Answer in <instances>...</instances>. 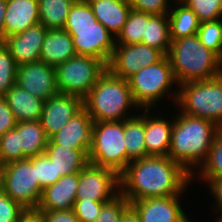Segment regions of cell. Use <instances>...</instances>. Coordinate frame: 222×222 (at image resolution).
<instances>
[{
  "label": "cell",
  "mask_w": 222,
  "mask_h": 222,
  "mask_svg": "<svg viewBox=\"0 0 222 222\" xmlns=\"http://www.w3.org/2000/svg\"><path fill=\"white\" fill-rule=\"evenodd\" d=\"M100 22L115 37L122 31L132 10L127 0H86Z\"/></svg>",
  "instance_id": "cell-21"
},
{
  "label": "cell",
  "mask_w": 222,
  "mask_h": 222,
  "mask_svg": "<svg viewBox=\"0 0 222 222\" xmlns=\"http://www.w3.org/2000/svg\"><path fill=\"white\" fill-rule=\"evenodd\" d=\"M17 122L39 121L44 101L14 85L3 96Z\"/></svg>",
  "instance_id": "cell-23"
},
{
  "label": "cell",
  "mask_w": 222,
  "mask_h": 222,
  "mask_svg": "<svg viewBox=\"0 0 222 222\" xmlns=\"http://www.w3.org/2000/svg\"><path fill=\"white\" fill-rule=\"evenodd\" d=\"M145 109V147L148 156H167L169 152L174 115L167 119L156 109ZM151 112V113H150ZM161 113V114H160ZM154 114V115H152ZM163 114V115H162Z\"/></svg>",
  "instance_id": "cell-17"
},
{
  "label": "cell",
  "mask_w": 222,
  "mask_h": 222,
  "mask_svg": "<svg viewBox=\"0 0 222 222\" xmlns=\"http://www.w3.org/2000/svg\"><path fill=\"white\" fill-rule=\"evenodd\" d=\"M5 10H6V0H0V43L4 42Z\"/></svg>",
  "instance_id": "cell-46"
},
{
  "label": "cell",
  "mask_w": 222,
  "mask_h": 222,
  "mask_svg": "<svg viewBox=\"0 0 222 222\" xmlns=\"http://www.w3.org/2000/svg\"><path fill=\"white\" fill-rule=\"evenodd\" d=\"M184 195L144 198L130 203L141 222H188L190 218L182 207Z\"/></svg>",
  "instance_id": "cell-13"
},
{
  "label": "cell",
  "mask_w": 222,
  "mask_h": 222,
  "mask_svg": "<svg viewBox=\"0 0 222 222\" xmlns=\"http://www.w3.org/2000/svg\"><path fill=\"white\" fill-rule=\"evenodd\" d=\"M196 35L203 45L222 60V19L202 22Z\"/></svg>",
  "instance_id": "cell-32"
},
{
  "label": "cell",
  "mask_w": 222,
  "mask_h": 222,
  "mask_svg": "<svg viewBox=\"0 0 222 222\" xmlns=\"http://www.w3.org/2000/svg\"><path fill=\"white\" fill-rule=\"evenodd\" d=\"M64 30L72 37L77 55L96 57L108 65L115 48L116 37L100 22H97L95 27Z\"/></svg>",
  "instance_id": "cell-12"
},
{
  "label": "cell",
  "mask_w": 222,
  "mask_h": 222,
  "mask_svg": "<svg viewBox=\"0 0 222 222\" xmlns=\"http://www.w3.org/2000/svg\"><path fill=\"white\" fill-rule=\"evenodd\" d=\"M141 43L155 48L167 56L171 45L168 14L149 17Z\"/></svg>",
  "instance_id": "cell-28"
},
{
  "label": "cell",
  "mask_w": 222,
  "mask_h": 222,
  "mask_svg": "<svg viewBox=\"0 0 222 222\" xmlns=\"http://www.w3.org/2000/svg\"><path fill=\"white\" fill-rule=\"evenodd\" d=\"M29 211L0 191V222H19Z\"/></svg>",
  "instance_id": "cell-39"
},
{
  "label": "cell",
  "mask_w": 222,
  "mask_h": 222,
  "mask_svg": "<svg viewBox=\"0 0 222 222\" xmlns=\"http://www.w3.org/2000/svg\"><path fill=\"white\" fill-rule=\"evenodd\" d=\"M32 165L36 168L37 178L42 190L61 178V175L57 174L54 163L45 153L32 157Z\"/></svg>",
  "instance_id": "cell-37"
},
{
  "label": "cell",
  "mask_w": 222,
  "mask_h": 222,
  "mask_svg": "<svg viewBox=\"0 0 222 222\" xmlns=\"http://www.w3.org/2000/svg\"><path fill=\"white\" fill-rule=\"evenodd\" d=\"M19 149L27 158L43 154L48 138L42 128L41 121L17 122Z\"/></svg>",
  "instance_id": "cell-26"
},
{
  "label": "cell",
  "mask_w": 222,
  "mask_h": 222,
  "mask_svg": "<svg viewBox=\"0 0 222 222\" xmlns=\"http://www.w3.org/2000/svg\"><path fill=\"white\" fill-rule=\"evenodd\" d=\"M124 143V120L93 122L89 163L120 175L131 162Z\"/></svg>",
  "instance_id": "cell-7"
},
{
  "label": "cell",
  "mask_w": 222,
  "mask_h": 222,
  "mask_svg": "<svg viewBox=\"0 0 222 222\" xmlns=\"http://www.w3.org/2000/svg\"><path fill=\"white\" fill-rule=\"evenodd\" d=\"M168 20L171 42L197 34L201 24L197 15L180 0L172 2L168 13Z\"/></svg>",
  "instance_id": "cell-25"
},
{
  "label": "cell",
  "mask_w": 222,
  "mask_h": 222,
  "mask_svg": "<svg viewBox=\"0 0 222 222\" xmlns=\"http://www.w3.org/2000/svg\"><path fill=\"white\" fill-rule=\"evenodd\" d=\"M27 211L35 212L43 190L40 188L32 157L4 164L2 189Z\"/></svg>",
  "instance_id": "cell-9"
},
{
  "label": "cell",
  "mask_w": 222,
  "mask_h": 222,
  "mask_svg": "<svg viewBox=\"0 0 222 222\" xmlns=\"http://www.w3.org/2000/svg\"><path fill=\"white\" fill-rule=\"evenodd\" d=\"M217 131L212 121L177 113L167 156L193 175L206 161Z\"/></svg>",
  "instance_id": "cell-2"
},
{
  "label": "cell",
  "mask_w": 222,
  "mask_h": 222,
  "mask_svg": "<svg viewBox=\"0 0 222 222\" xmlns=\"http://www.w3.org/2000/svg\"><path fill=\"white\" fill-rule=\"evenodd\" d=\"M175 107L181 113L207 119L219 126L222 122V74L180 84Z\"/></svg>",
  "instance_id": "cell-6"
},
{
  "label": "cell",
  "mask_w": 222,
  "mask_h": 222,
  "mask_svg": "<svg viewBox=\"0 0 222 222\" xmlns=\"http://www.w3.org/2000/svg\"><path fill=\"white\" fill-rule=\"evenodd\" d=\"M106 70L107 65L96 57L73 56L55 66L58 93L73 95L84 100Z\"/></svg>",
  "instance_id": "cell-8"
},
{
  "label": "cell",
  "mask_w": 222,
  "mask_h": 222,
  "mask_svg": "<svg viewBox=\"0 0 222 222\" xmlns=\"http://www.w3.org/2000/svg\"><path fill=\"white\" fill-rule=\"evenodd\" d=\"M133 10L151 15H166L174 0H127Z\"/></svg>",
  "instance_id": "cell-41"
},
{
  "label": "cell",
  "mask_w": 222,
  "mask_h": 222,
  "mask_svg": "<svg viewBox=\"0 0 222 222\" xmlns=\"http://www.w3.org/2000/svg\"><path fill=\"white\" fill-rule=\"evenodd\" d=\"M17 121L3 97H0V137L16 127Z\"/></svg>",
  "instance_id": "cell-43"
},
{
  "label": "cell",
  "mask_w": 222,
  "mask_h": 222,
  "mask_svg": "<svg viewBox=\"0 0 222 222\" xmlns=\"http://www.w3.org/2000/svg\"><path fill=\"white\" fill-rule=\"evenodd\" d=\"M130 207V202L119 193L111 201L106 202L95 222H120L124 212Z\"/></svg>",
  "instance_id": "cell-38"
},
{
  "label": "cell",
  "mask_w": 222,
  "mask_h": 222,
  "mask_svg": "<svg viewBox=\"0 0 222 222\" xmlns=\"http://www.w3.org/2000/svg\"><path fill=\"white\" fill-rule=\"evenodd\" d=\"M19 222H43L35 212H28Z\"/></svg>",
  "instance_id": "cell-47"
},
{
  "label": "cell",
  "mask_w": 222,
  "mask_h": 222,
  "mask_svg": "<svg viewBox=\"0 0 222 222\" xmlns=\"http://www.w3.org/2000/svg\"><path fill=\"white\" fill-rule=\"evenodd\" d=\"M76 0H38L40 24L48 30L64 29L71 6Z\"/></svg>",
  "instance_id": "cell-29"
},
{
  "label": "cell",
  "mask_w": 222,
  "mask_h": 222,
  "mask_svg": "<svg viewBox=\"0 0 222 222\" xmlns=\"http://www.w3.org/2000/svg\"><path fill=\"white\" fill-rule=\"evenodd\" d=\"M151 14L131 10L122 31L116 37L115 45H130L142 42L146 24Z\"/></svg>",
  "instance_id": "cell-31"
},
{
  "label": "cell",
  "mask_w": 222,
  "mask_h": 222,
  "mask_svg": "<svg viewBox=\"0 0 222 222\" xmlns=\"http://www.w3.org/2000/svg\"><path fill=\"white\" fill-rule=\"evenodd\" d=\"M167 57L178 85L222 74V60L203 45L196 34L173 40Z\"/></svg>",
  "instance_id": "cell-4"
},
{
  "label": "cell",
  "mask_w": 222,
  "mask_h": 222,
  "mask_svg": "<svg viewBox=\"0 0 222 222\" xmlns=\"http://www.w3.org/2000/svg\"><path fill=\"white\" fill-rule=\"evenodd\" d=\"M76 55L73 39L67 31L64 29L46 31L39 61L55 67Z\"/></svg>",
  "instance_id": "cell-22"
},
{
  "label": "cell",
  "mask_w": 222,
  "mask_h": 222,
  "mask_svg": "<svg viewBox=\"0 0 222 222\" xmlns=\"http://www.w3.org/2000/svg\"><path fill=\"white\" fill-rule=\"evenodd\" d=\"M142 111L124 120V145L126 146L127 156L131 161L148 156L144 141L145 109H142Z\"/></svg>",
  "instance_id": "cell-27"
},
{
  "label": "cell",
  "mask_w": 222,
  "mask_h": 222,
  "mask_svg": "<svg viewBox=\"0 0 222 222\" xmlns=\"http://www.w3.org/2000/svg\"><path fill=\"white\" fill-rule=\"evenodd\" d=\"M208 188L210 189L211 196L214 200L210 206H212L216 211V216L215 222H222V178H215L212 179L208 184Z\"/></svg>",
  "instance_id": "cell-42"
},
{
  "label": "cell",
  "mask_w": 222,
  "mask_h": 222,
  "mask_svg": "<svg viewBox=\"0 0 222 222\" xmlns=\"http://www.w3.org/2000/svg\"><path fill=\"white\" fill-rule=\"evenodd\" d=\"M47 30L43 24L39 23L21 33L5 37L4 44L17 65L39 61Z\"/></svg>",
  "instance_id": "cell-16"
},
{
  "label": "cell",
  "mask_w": 222,
  "mask_h": 222,
  "mask_svg": "<svg viewBox=\"0 0 222 222\" xmlns=\"http://www.w3.org/2000/svg\"><path fill=\"white\" fill-rule=\"evenodd\" d=\"M82 108L81 98L65 93H57L44 101L40 121L47 138L59 132Z\"/></svg>",
  "instance_id": "cell-15"
},
{
  "label": "cell",
  "mask_w": 222,
  "mask_h": 222,
  "mask_svg": "<svg viewBox=\"0 0 222 222\" xmlns=\"http://www.w3.org/2000/svg\"><path fill=\"white\" fill-rule=\"evenodd\" d=\"M43 222H80L73 209L59 211L35 212Z\"/></svg>",
  "instance_id": "cell-44"
},
{
  "label": "cell",
  "mask_w": 222,
  "mask_h": 222,
  "mask_svg": "<svg viewBox=\"0 0 222 222\" xmlns=\"http://www.w3.org/2000/svg\"><path fill=\"white\" fill-rule=\"evenodd\" d=\"M83 107L93 122L123 121L141 111L133 99L128 80L114 76L108 69L90 89Z\"/></svg>",
  "instance_id": "cell-3"
},
{
  "label": "cell",
  "mask_w": 222,
  "mask_h": 222,
  "mask_svg": "<svg viewBox=\"0 0 222 222\" xmlns=\"http://www.w3.org/2000/svg\"><path fill=\"white\" fill-rule=\"evenodd\" d=\"M93 120L83 107L48 141L70 149H90Z\"/></svg>",
  "instance_id": "cell-18"
},
{
  "label": "cell",
  "mask_w": 222,
  "mask_h": 222,
  "mask_svg": "<svg viewBox=\"0 0 222 222\" xmlns=\"http://www.w3.org/2000/svg\"><path fill=\"white\" fill-rule=\"evenodd\" d=\"M218 129L222 130V122H221V124L218 126Z\"/></svg>",
  "instance_id": "cell-49"
},
{
  "label": "cell",
  "mask_w": 222,
  "mask_h": 222,
  "mask_svg": "<svg viewBox=\"0 0 222 222\" xmlns=\"http://www.w3.org/2000/svg\"><path fill=\"white\" fill-rule=\"evenodd\" d=\"M97 19L86 0H76L71 6L64 28L95 27Z\"/></svg>",
  "instance_id": "cell-34"
},
{
  "label": "cell",
  "mask_w": 222,
  "mask_h": 222,
  "mask_svg": "<svg viewBox=\"0 0 222 222\" xmlns=\"http://www.w3.org/2000/svg\"><path fill=\"white\" fill-rule=\"evenodd\" d=\"M128 82L133 99L141 110H155L157 105L166 101L163 98L167 97L174 103L173 106L176 104L179 85L167 56L156 64L141 68L128 79Z\"/></svg>",
  "instance_id": "cell-5"
},
{
  "label": "cell",
  "mask_w": 222,
  "mask_h": 222,
  "mask_svg": "<svg viewBox=\"0 0 222 222\" xmlns=\"http://www.w3.org/2000/svg\"><path fill=\"white\" fill-rule=\"evenodd\" d=\"M120 222H141L136 211L130 206L123 214Z\"/></svg>",
  "instance_id": "cell-45"
},
{
  "label": "cell",
  "mask_w": 222,
  "mask_h": 222,
  "mask_svg": "<svg viewBox=\"0 0 222 222\" xmlns=\"http://www.w3.org/2000/svg\"><path fill=\"white\" fill-rule=\"evenodd\" d=\"M39 23L38 0H6L4 40Z\"/></svg>",
  "instance_id": "cell-20"
},
{
  "label": "cell",
  "mask_w": 222,
  "mask_h": 222,
  "mask_svg": "<svg viewBox=\"0 0 222 222\" xmlns=\"http://www.w3.org/2000/svg\"><path fill=\"white\" fill-rule=\"evenodd\" d=\"M191 9L200 22L222 19V0H180Z\"/></svg>",
  "instance_id": "cell-35"
},
{
  "label": "cell",
  "mask_w": 222,
  "mask_h": 222,
  "mask_svg": "<svg viewBox=\"0 0 222 222\" xmlns=\"http://www.w3.org/2000/svg\"><path fill=\"white\" fill-rule=\"evenodd\" d=\"M16 85L46 101L58 93L55 67L42 61L18 65Z\"/></svg>",
  "instance_id": "cell-14"
},
{
  "label": "cell",
  "mask_w": 222,
  "mask_h": 222,
  "mask_svg": "<svg viewBox=\"0 0 222 222\" xmlns=\"http://www.w3.org/2000/svg\"><path fill=\"white\" fill-rule=\"evenodd\" d=\"M119 182L120 193L130 203L144 198L184 195L193 185L192 175L169 156L131 161L119 175Z\"/></svg>",
  "instance_id": "cell-1"
},
{
  "label": "cell",
  "mask_w": 222,
  "mask_h": 222,
  "mask_svg": "<svg viewBox=\"0 0 222 222\" xmlns=\"http://www.w3.org/2000/svg\"><path fill=\"white\" fill-rule=\"evenodd\" d=\"M106 202L109 201L76 199L73 211L80 222H95Z\"/></svg>",
  "instance_id": "cell-40"
},
{
  "label": "cell",
  "mask_w": 222,
  "mask_h": 222,
  "mask_svg": "<svg viewBox=\"0 0 222 222\" xmlns=\"http://www.w3.org/2000/svg\"><path fill=\"white\" fill-rule=\"evenodd\" d=\"M164 57L161 51L142 43L115 45L107 69L114 76L128 80L141 68L156 64Z\"/></svg>",
  "instance_id": "cell-10"
},
{
  "label": "cell",
  "mask_w": 222,
  "mask_h": 222,
  "mask_svg": "<svg viewBox=\"0 0 222 222\" xmlns=\"http://www.w3.org/2000/svg\"><path fill=\"white\" fill-rule=\"evenodd\" d=\"M197 176V177H196ZM197 178L207 185L212 179L222 178V130L218 129L206 161L192 175V182ZM201 179V180H200Z\"/></svg>",
  "instance_id": "cell-30"
},
{
  "label": "cell",
  "mask_w": 222,
  "mask_h": 222,
  "mask_svg": "<svg viewBox=\"0 0 222 222\" xmlns=\"http://www.w3.org/2000/svg\"><path fill=\"white\" fill-rule=\"evenodd\" d=\"M3 169H4V164L0 161V191L2 189Z\"/></svg>",
  "instance_id": "cell-48"
},
{
  "label": "cell",
  "mask_w": 222,
  "mask_h": 222,
  "mask_svg": "<svg viewBox=\"0 0 222 222\" xmlns=\"http://www.w3.org/2000/svg\"><path fill=\"white\" fill-rule=\"evenodd\" d=\"M79 173L62 176L54 184L46 187L35 212L73 209L76 201Z\"/></svg>",
  "instance_id": "cell-19"
},
{
  "label": "cell",
  "mask_w": 222,
  "mask_h": 222,
  "mask_svg": "<svg viewBox=\"0 0 222 222\" xmlns=\"http://www.w3.org/2000/svg\"><path fill=\"white\" fill-rule=\"evenodd\" d=\"M18 65L8 47L0 43V97L16 84Z\"/></svg>",
  "instance_id": "cell-33"
},
{
  "label": "cell",
  "mask_w": 222,
  "mask_h": 222,
  "mask_svg": "<svg viewBox=\"0 0 222 222\" xmlns=\"http://www.w3.org/2000/svg\"><path fill=\"white\" fill-rule=\"evenodd\" d=\"M28 159L19 149L18 130L13 128L0 137V161L3 164Z\"/></svg>",
  "instance_id": "cell-36"
},
{
  "label": "cell",
  "mask_w": 222,
  "mask_h": 222,
  "mask_svg": "<svg viewBox=\"0 0 222 222\" xmlns=\"http://www.w3.org/2000/svg\"><path fill=\"white\" fill-rule=\"evenodd\" d=\"M90 149H70L47 142L45 154L54 163L57 174L62 176L80 173L89 163Z\"/></svg>",
  "instance_id": "cell-24"
},
{
  "label": "cell",
  "mask_w": 222,
  "mask_h": 222,
  "mask_svg": "<svg viewBox=\"0 0 222 222\" xmlns=\"http://www.w3.org/2000/svg\"><path fill=\"white\" fill-rule=\"evenodd\" d=\"M119 193V175L114 170L88 163L80 171L76 199L111 201Z\"/></svg>",
  "instance_id": "cell-11"
}]
</instances>
